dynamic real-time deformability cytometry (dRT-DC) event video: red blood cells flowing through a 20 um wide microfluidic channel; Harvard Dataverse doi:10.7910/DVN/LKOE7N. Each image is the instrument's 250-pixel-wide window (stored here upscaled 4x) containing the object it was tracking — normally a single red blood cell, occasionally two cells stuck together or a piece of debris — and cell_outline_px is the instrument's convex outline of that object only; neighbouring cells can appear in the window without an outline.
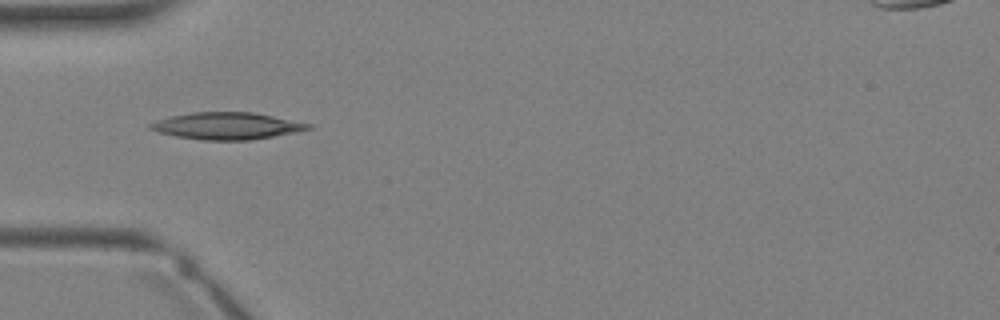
{"species": "Egyptian fruit bat (a non-hibernating species)", "species_latin": "Rousettus aegyptiacus", "temperature_condition": "warm", "stored_images_in_passage": 3, "camera_frame_rate_fps": 3000, "um_per_image_px": 0.085, "animal": {"sex": "female"}, "frame": {"image": 1, "passage_image": 3, "time_ms": 3.0, "image_size_px": [1000, 320], "cell_outline_px": [[312, 128], [296, 132], [248, 140], [204, 140], [176, 136], [160, 132], [148, 128], [148, 124], [156, 120], [168, 116], [192, 112], [252, 112], [312, 124]], "centroid_in_image_um": [19.24, 10.69], "position_along_channel_um": 65.8, "area_um2": 24.62}}